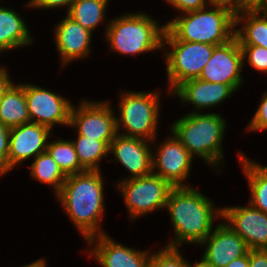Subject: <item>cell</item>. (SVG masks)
I'll return each mask as SVG.
<instances>
[{"instance_id": "obj_1", "label": "cell", "mask_w": 267, "mask_h": 267, "mask_svg": "<svg viewBox=\"0 0 267 267\" xmlns=\"http://www.w3.org/2000/svg\"><path fill=\"white\" fill-rule=\"evenodd\" d=\"M214 202L196 187H173L165 209L170 216L174 236L169 237L165 245L181 249L183 244L200 245L222 220V207Z\"/></svg>"}, {"instance_id": "obj_2", "label": "cell", "mask_w": 267, "mask_h": 267, "mask_svg": "<svg viewBox=\"0 0 267 267\" xmlns=\"http://www.w3.org/2000/svg\"><path fill=\"white\" fill-rule=\"evenodd\" d=\"M101 171H89L67 176L55 196L86 243L90 238L108 233L101 223L105 209V181Z\"/></svg>"}, {"instance_id": "obj_3", "label": "cell", "mask_w": 267, "mask_h": 267, "mask_svg": "<svg viewBox=\"0 0 267 267\" xmlns=\"http://www.w3.org/2000/svg\"><path fill=\"white\" fill-rule=\"evenodd\" d=\"M227 119L220 112H196L182 115L170 124V131L194 158L198 157L217 174L223 173L224 136ZM224 165V166H223ZM220 166V168H219ZM219 168V169H218Z\"/></svg>"}, {"instance_id": "obj_4", "label": "cell", "mask_w": 267, "mask_h": 267, "mask_svg": "<svg viewBox=\"0 0 267 267\" xmlns=\"http://www.w3.org/2000/svg\"><path fill=\"white\" fill-rule=\"evenodd\" d=\"M159 22L145 11H129L113 17L103 37L112 53L126 57L154 53L162 50L165 24Z\"/></svg>"}, {"instance_id": "obj_5", "label": "cell", "mask_w": 267, "mask_h": 267, "mask_svg": "<svg viewBox=\"0 0 267 267\" xmlns=\"http://www.w3.org/2000/svg\"><path fill=\"white\" fill-rule=\"evenodd\" d=\"M165 28L178 40L219 46L235 37V12L226 6H208L165 22Z\"/></svg>"}, {"instance_id": "obj_6", "label": "cell", "mask_w": 267, "mask_h": 267, "mask_svg": "<svg viewBox=\"0 0 267 267\" xmlns=\"http://www.w3.org/2000/svg\"><path fill=\"white\" fill-rule=\"evenodd\" d=\"M115 113L117 133L126 137L153 141L158 136L162 91L118 92Z\"/></svg>"}, {"instance_id": "obj_7", "label": "cell", "mask_w": 267, "mask_h": 267, "mask_svg": "<svg viewBox=\"0 0 267 267\" xmlns=\"http://www.w3.org/2000/svg\"><path fill=\"white\" fill-rule=\"evenodd\" d=\"M215 47L206 43L178 40L165 28L162 50L169 95L183 82L199 78Z\"/></svg>"}, {"instance_id": "obj_8", "label": "cell", "mask_w": 267, "mask_h": 267, "mask_svg": "<svg viewBox=\"0 0 267 267\" xmlns=\"http://www.w3.org/2000/svg\"><path fill=\"white\" fill-rule=\"evenodd\" d=\"M116 186L130 222L145 217L155 211L165 210L167 198L173 186L165 179L150 174L143 177L119 181ZM142 216V217H141Z\"/></svg>"}, {"instance_id": "obj_9", "label": "cell", "mask_w": 267, "mask_h": 267, "mask_svg": "<svg viewBox=\"0 0 267 267\" xmlns=\"http://www.w3.org/2000/svg\"><path fill=\"white\" fill-rule=\"evenodd\" d=\"M78 104L72 105L68 127L76 128V135L104 141L110 146L118 134L116 112L110 100L95 101L82 98Z\"/></svg>"}, {"instance_id": "obj_10", "label": "cell", "mask_w": 267, "mask_h": 267, "mask_svg": "<svg viewBox=\"0 0 267 267\" xmlns=\"http://www.w3.org/2000/svg\"><path fill=\"white\" fill-rule=\"evenodd\" d=\"M165 137L160 143L158 136L152 141V173L167 180L173 187L192 186L188 180L195 158L171 131Z\"/></svg>"}, {"instance_id": "obj_11", "label": "cell", "mask_w": 267, "mask_h": 267, "mask_svg": "<svg viewBox=\"0 0 267 267\" xmlns=\"http://www.w3.org/2000/svg\"><path fill=\"white\" fill-rule=\"evenodd\" d=\"M40 85L25 82V96L30 122L46 126L53 130L55 126L70 124L73 103L61 94Z\"/></svg>"}, {"instance_id": "obj_12", "label": "cell", "mask_w": 267, "mask_h": 267, "mask_svg": "<svg viewBox=\"0 0 267 267\" xmlns=\"http://www.w3.org/2000/svg\"><path fill=\"white\" fill-rule=\"evenodd\" d=\"M243 69L242 49L238 39L234 37L227 43L214 48L199 79L230 85L237 92L244 84L241 73Z\"/></svg>"}, {"instance_id": "obj_13", "label": "cell", "mask_w": 267, "mask_h": 267, "mask_svg": "<svg viewBox=\"0 0 267 267\" xmlns=\"http://www.w3.org/2000/svg\"><path fill=\"white\" fill-rule=\"evenodd\" d=\"M86 246L87 257L94 258L101 267H148L152 252L117 242L109 232L90 238Z\"/></svg>"}, {"instance_id": "obj_14", "label": "cell", "mask_w": 267, "mask_h": 267, "mask_svg": "<svg viewBox=\"0 0 267 267\" xmlns=\"http://www.w3.org/2000/svg\"><path fill=\"white\" fill-rule=\"evenodd\" d=\"M51 131L50 128L35 122L10 128L8 173L15 167L24 166L23 162L46 152L49 138L56 137Z\"/></svg>"}, {"instance_id": "obj_15", "label": "cell", "mask_w": 267, "mask_h": 267, "mask_svg": "<svg viewBox=\"0 0 267 267\" xmlns=\"http://www.w3.org/2000/svg\"><path fill=\"white\" fill-rule=\"evenodd\" d=\"M224 221L247 244L249 249H267V214L246 206L222 207Z\"/></svg>"}, {"instance_id": "obj_16", "label": "cell", "mask_w": 267, "mask_h": 267, "mask_svg": "<svg viewBox=\"0 0 267 267\" xmlns=\"http://www.w3.org/2000/svg\"><path fill=\"white\" fill-rule=\"evenodd\" d=\"M109 154L114 156L111 162L120 163L129 172L116 183L152 174L151 141L117 134L110 143Z\"/></svg>"}, {"instance_id": "obj_17", "label": "cell", "mask_w": 267, "mask_h": 267, "mask_svg": "<svg viewBox=\"0 0 267 267\" xmlns=\"http://www.w3.org/2000/svg\"><path fill=\"white\" fill-rule=\"evenodd\" d=\"M53 38L59 56L60 67L65 68L74 61H81L92 55V32L66 15L53 26Z\"/></svg>"}, {"instance_id": "obj_18", "label": "cell", "mask_w": 267, "mask_h": 267, "mask_svg": "<svg viewBox=\"0 0 267 267\" xmlns=\"http://www.w3.org/2000/svg\"><path fill=\"white\" fill-rule=\"evenodd\" d=\"M199 246L204 247L201 260L210 267H226L249 252L246 242L221 220Z\"/></svg>"}, {"instance_id": "obj_19", "label": "cell", "mask_w": 267, "mask_h": 267, "mask_svg": "<svg viewBox=\"0 0 267 267\" xmlns=\"http://www.w3.org/2000/svg\"><path fill=\"white\" fill-rule=\"evenodd\" d=\"M235 93L230 85L195 78L180 84L170 96L180 100L182 105L191 104L194 110L187 113H196L207 109L212 111V108L218 107Z\"/></svg>"}, {"instance_id": "obj_20", "label": "cell", "mask_w": 267, "mask_h": 267, "mask_svg": "<svg viewBox=\"0 0 267 267\" xmlns=\"http://www.w3.org/2000/svg\"><path fill=\"white\" fill-rule=\"evenodd\" d=\"M1 4L2 2H0V52L3 54L31 46L34 39L27 21L15 8Z\"/></svg>"}, {"instance_id": "obj_21", "label": "cell", "mask_w": 267, "mask_h": 267, "mask_svg": "<svg viewBox=\"0 0 267 267\" xmlns=\"http://www.w3.org/2000/svg\"><path fill=\"white\" fill-rule=\"evenodd\" d=\"M235 37L240 45H256L267 49V10L236 12Z\"/></svg>"}, {"instance_id": "obj_22", "label": "cell", "mask_w": 267, "mask_h": 267, "mask_svg": "<svg viewBox=\"0 0 267 267\" xmlns=\"http://www.w3.org/2000/svg\"><path fill=\"white\" fill-rule=\"evenodd\" d=\"M242 173L248 181L250 198L248 203L267 214V165L248 158L244 152H238Z\"/></svg>"}, {"instance_id": "obj_23", "label": "cell", "mask_w": 267, "mask_h": 267, "mask_svg": "<svg viewBox=\"0 0 267 267\" xmlns=\"http://www.w3.org/2000/svg\"><path fill=\"white\" fill-rule=\"evenodd\" d=\"M30 122L25 96V81L14 82L0 101V123L13 128Z\"/></svg>"}, {"instance_id": "obj_24", "label": "cell", "mask_w": 267, "mask_h": 267, "mask_svg": "<svg viewBox=\"0 0 267 267\" xmlns=\"http://www.w3.org/2000/svg\"><path fill=\"white\" fill-rule=\"evenodd\" d=\"M109 2L110 0H74L65 15L93 34L100 25L105 26L103 32L105 34L111 19L108 20L106 14Z\"/></svg>"}, {"instance_id": "obj_25", "label": "cell", "mask_w": 267, "mask_h": 267, "mask_svg": "<svg viewBox=\"0 0 267 267\" xmlns=\"http://www.w3.org/2000/svg\"><path fill=\"white\" fill-rule=\"evenodd\" d=\"M29 167L30 178L50 186L49 188L53 189L54 197L60 192L67 176L47 151L35 157Z\"/></svg>"}, {"instance_id": "obj_26", "label": "cell", "mask_w": 267, "mask_h": 267, "mask_svg": "<svg viewBox=\"0 0 267 267\" xmlns=\"http://www.w3.org/2000/svg\"><path fill=\"white\" fill-rule=\"evenodd\" d=\"M72 143L79 163L85 170L101 171L100 162L102 159L109 158V146L104 142L87 136L77 135L73 138Z\"/></svg>"}, {"instance_id": "obj_27", "label": "cell", "mask_w": 267, "mask_h": 267, "mask_svg": "<svg viewBox=\"0 0 267 267\" xmlns=\"http://www.w3.org/2000/svg\"><path fill=\"white\" fill-rule=\"evenodd\" d=\"M46 151L57 162L66 176L85 172L79 163L77 153L71 139H63L57 136L56 140H50Z\"/></svg>"}, {"instance_id": "obj_28", "label": "cell", "mask_w": 267, "mask_h": 267, "mask_svg": "<svg viewBox=\"0 0 267 267\" xmlns=\"http://www.w3.org/2000/svg\"><path fill=\"white\" fill-rule=\"evenodd\" d=\"M183 256L180 247L161 246L158 251L152 249L148 267H189L191 262Z\"/></svg>"}, {"instance_id": "obj_29", "label": "cell", "mask_w": 267, "mask_h": 267, "mask_svg": "<svg viewBox=\"0 0 267 267\" xmlns=\"http://www.w3.org/2000/svg\"><path fill=\"white\" fill-rule=\"evenodd\" d=\"M243 54V67L248 65L259 73L267 74V49L256 45H240ZM247 63V64H246Z\"/></svg>"}, {"instance_id": "obj_30", "label": "cell", "mask_w": 267, "mask_h": 267, "mask_svg": "<svg viewBox=\"0 0 267 267\" xmlns=\"http://www.w3.org/2000/svg\"><path fill=\"white\" fill-rule=\"evenodd\" d=\"M258 108L255 110L251 120L247 123L246 131L251 133L267 131V91L263 92Z\"/></svg>"}, {"instance_id": "obj_31", "label": "cell", "mask_w": 267, "mask_h": 267, "mask_svg": "<svg viewBox=\"0 0 267 267\" xmlns=\"http://www.w3.org/2000/svg\"><path fill=\"white\" fill-rule=\"evenodd\" d=\"M74 0H28L23 5L25 9H38V10H52V9H58V8H65L66 11L70 9L71 5L73 4Z\"/></svg>"}, {"instance_id": "obj_32", "label": "cell", "mask_w": 267, "mask_h": 267, "mask_svg": "<svg viewBox=\"0 0 267 267\" xmlns=\"http://www.w3.org/2000/svg\"><path fill=\"white\" fill-rule=\"evenodd\" d=\"M10 128L0 123V179L8 174Z\"/></svg>"}, {"instance_id": "obj_33", "label": "cell", "mask_w": 267, "mask_h": 267, "mask_svg": "<svg viewBox=\"0 0 267 267\" xmlns=\"http://www.w3.org/2000/svg\"><path fill=\"white\" fill-rule=\"evenodd\" d=\"M175 9V12L181 14L200 10L210 4V0H164Z\"/></svg>"}, {"instance_id": "obj_34", "label": "cell", "mask_w": 267, "mask_h": 267, "mask_svg": "<svg viewBox=\"0 0 267 267\" xmlns=\"http://www.w3.org/2000/svg\"><path fill=\"white\" fill-rule=\"evenodd\" d=\"M249 267H267V249H249Z\"/></svg>"}, {"instance_id": "obj_35", "label": "cell", "mask_w": 267, "mask_h": 267, "mask_svg": "<svg viewBox=\"0 0 267 267\" xmlns=\"http://www.w3.org/2000/svg\"><path fill=\"white\" fill-rule=\"evenodd\" d=\"M10 76L11 75L9 74V70H7L5 66L0 64V101L4 97L6 91L15 82L11 79Z\"/></svg>"}, {"instance_id": "obj_36", "label": "cell", "mask_w": 267, "mask_h": 267, "mask_svg": "<svg viewBox=\"0 0 267 267\" xmlns=\"http://www.w3.org/2000/svg\"><path fill=\"white\" fill-rule=\"evenodd\" d=\"M267 10V0H240V11Z\"/></svg>"}, {"instance_id": "obj_37", "label": "cell", "mask_w": 267, "mask_h": 267, "mask_svg": "<svg viewBox=\"0 0 267 267\" xmlns=\"http://www.w3.org/2000/svg\"><path fill=\"white\" fill-rule=\"evenodd\" d=\"M210 3L229 7L235 13L240 12V0H210Z\"/></svg>"}, {"instance_id": "obj_38", "label": "cell", "mask_w": 267, "mask_h": 267, "mask_svg": "<svg viewBox=\"0 0 267 267\" xmlns=\"http://www.w3.org/2000/svg\"><path fill=\"white\" fill-rule=\"evenodd\" d=\"M226 267H249V252L233 261H231Z\"/></svg>"}, {"instance_id": "obj_39", "label": "cell", "mask_w": 267, "mask_h": 267, "mask_svg": "<svg viewBox=\"0 0 267 267\" xmlns=\"http://www.w3.org/2000/svg\"><path fill=\"white\" fill-rule=\"evenodd\" d=\"M47 264L46 258L40 257V259H36L35 261L25 264L21 267H47Z\"/></svg>"}, {"instance_id": "obj_40", "label": "cell", "mask_w": 267, "mask_h": 267, "mask_svg": "<svg viewBox=\"0 0 267 267\" xmlns=\"http://www.w3.org/2000/svg\"><path fill=\"white\" fill-rule=\"evenodd\" d=\"M189 267H210L208 265H206L201 259L199 261H196V262H192L190 263V266Z\"/></svg>"}]
</instances>
